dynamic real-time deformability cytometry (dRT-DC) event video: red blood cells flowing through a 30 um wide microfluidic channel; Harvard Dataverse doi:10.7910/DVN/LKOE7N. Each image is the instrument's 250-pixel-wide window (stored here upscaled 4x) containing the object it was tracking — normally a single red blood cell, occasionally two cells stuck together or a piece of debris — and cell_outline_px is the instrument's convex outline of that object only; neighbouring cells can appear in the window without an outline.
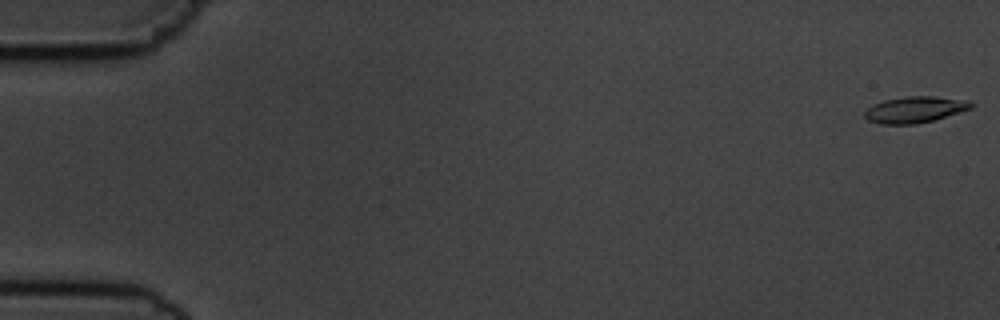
{"species": "common noctule bat (a hibernating species)", "species_latin": "Nyctalus noctula", "temperature_condition": "cold", "stored_images_in_passage": 6, "camera_frame_rate_fps": 3000, "um_per_image_px": 0.085, "animal": {"sex": "male", "body_mass_g": 19.5, "forearm_length_mm": 54.6}, "frame": {"image": 1, "passage_image": 1, "time_ms": 0.0, "image_size_px": [1000, 320], "cell_outline_px": [[976, 104], [972, 108], [932, 120], [916, 124], [880, 124], [868, 120], [864, 116], [864, 112], [872, 104], [884, 100], [908, 96], [936, 96], [960, 100]], "centroid_in_image_um": [77.71, 9.32], "position_along_channel_um": 7.3, "area_um2": 16.07}}
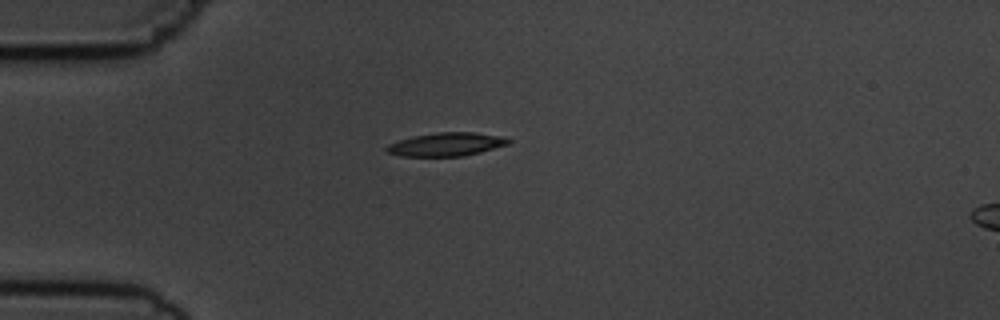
{"frame": {"image": 2, "passage_image": 5, "time_ms": 4.667, "image_size_px": [1000, 320], "cell_outline_px": [[512, 140], [508, 144], [480, 152], [464, 156], [400, 156], [388, 152], [384, 148], [388, 144], [412, 136], [436, 132], [476, 132], [504, 136]], "centroid_in_image_um": [37.95, 12.26], "position_along_channel_um": 47.0, "area_um2": 16.7}}